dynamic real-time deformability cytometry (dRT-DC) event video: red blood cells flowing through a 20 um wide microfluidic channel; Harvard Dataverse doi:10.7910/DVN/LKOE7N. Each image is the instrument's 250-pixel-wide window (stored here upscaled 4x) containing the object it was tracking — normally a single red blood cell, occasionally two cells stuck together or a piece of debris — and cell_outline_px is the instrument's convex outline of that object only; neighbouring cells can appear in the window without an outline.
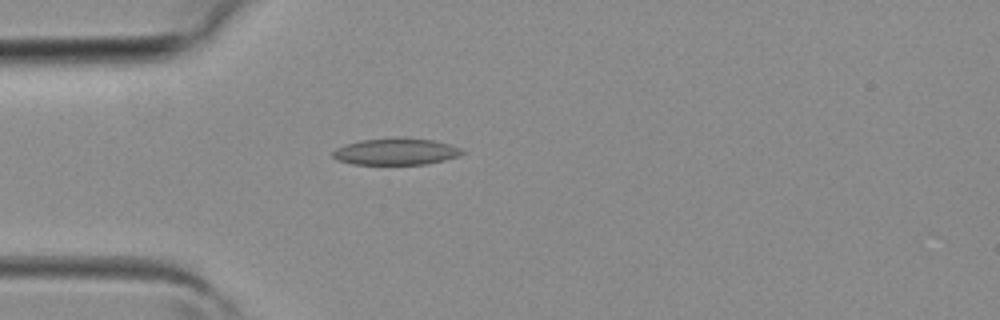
{"species": "common noctule bat (a hibernating species)", "species_latin": "Nyctalus noctula", "temperature_condition": "room temperature", "stored_images_in_passage": 5, "camera_frame_rate_fps": 3000, "um_per_image_px": 0.085, "animal": {"sex": "female", "body_mass_g": 19.3, "forearm_length_mm": 54.1}, "frame": {"image": 1, "passage_image": 5, "time_ms": 1.333, "image_size_px": [1000, 320], "cell_outline_px": [[468, 152], [460, 156], [428, 164], [352, 164], [336, 160], [332, 156], [332, 152], [336, 148], [360, 140], [432, 140], [448, 144], [460, 148]], "centroid_in_image_um": [33.67, 12.93], "position_along_channel_um": 51.3, "area_um2": 19.36}}